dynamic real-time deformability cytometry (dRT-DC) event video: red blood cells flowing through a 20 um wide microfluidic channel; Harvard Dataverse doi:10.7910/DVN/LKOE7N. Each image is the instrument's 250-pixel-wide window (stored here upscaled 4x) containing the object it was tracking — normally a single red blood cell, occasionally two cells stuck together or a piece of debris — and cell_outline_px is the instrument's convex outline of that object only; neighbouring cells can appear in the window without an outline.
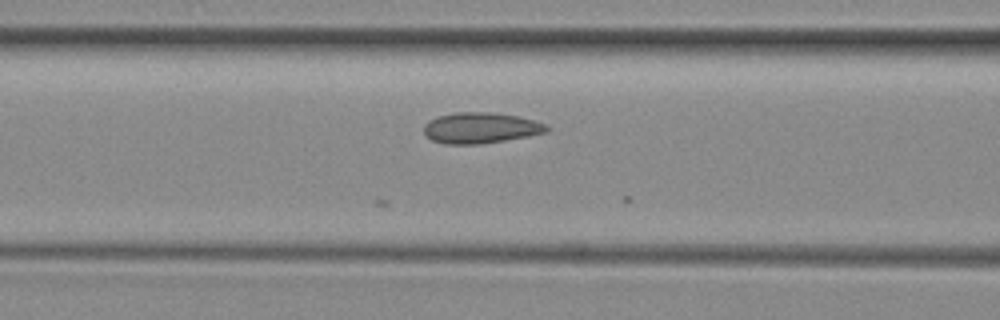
{"species": "common noctule bat (a hibernating species)", "species_latin": "Nyctalus noctula", "temperature_condition": "room temperature", "stored_images_in_passage": 12, "camera_frame_rate_fps": 3000, "um_per_image_px": 0.085, "animal": {"sex": "female", "body_mass_g": 29.2, "forearm_length_mm": 56.3}, "frame": {"image": 1, "passage_image": 7, "time_ms": 2.0, "image_size_px": [1000, 320], "cell_outline_px": [[548, 132], [528, 136], [480, 144], [444, 144], [432, 140], [424, 136], [424, 124], [428, 120], [436, 116], [452, 112], [488, 112], [516, 116], [536, 120], [548, 124]], "centroid_in_image_um": [40.82, 10.87], "position_along_channel_um": 125.8, "area_um2": 22.31}}